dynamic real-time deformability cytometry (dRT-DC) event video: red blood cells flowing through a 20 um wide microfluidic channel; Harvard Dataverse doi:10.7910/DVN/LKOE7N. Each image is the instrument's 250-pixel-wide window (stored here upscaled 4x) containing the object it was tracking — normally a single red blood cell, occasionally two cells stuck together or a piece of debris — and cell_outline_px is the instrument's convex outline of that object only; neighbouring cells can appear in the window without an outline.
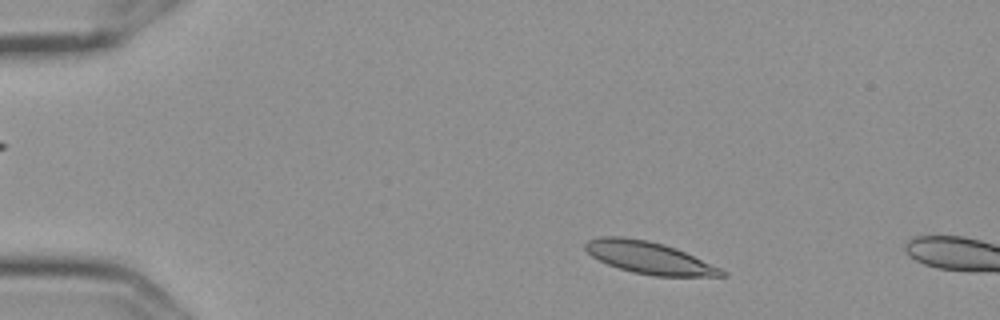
{"species": "Egyptian fruit bat (a non-hibernating species)", "species_latin": "Rousettus aegyptiacus", "temperature_condition": "cold", "stored_images_in_passage": 4, "camera_frame_rate_fps": 3000, "um_per_image_px": 0.085, "frame": {"image": 1, "passage_image": 1, "time_ms": 0.0, "image_size_px": [1000, 320], "cell_outline_px": [[728, 276], [656, 276], [632, 272], [608, 264], [592, 256], [584, 248], [584, 244], [588, 240], [600, 236], [624, 236], [648, 240], [664, 244], [676, 248], [720, 268], [728, 272]], "centroid_in_image_um": [55.17, 21.89], "position_along_channel_um": 29.8, "area_um2": 25.43}}